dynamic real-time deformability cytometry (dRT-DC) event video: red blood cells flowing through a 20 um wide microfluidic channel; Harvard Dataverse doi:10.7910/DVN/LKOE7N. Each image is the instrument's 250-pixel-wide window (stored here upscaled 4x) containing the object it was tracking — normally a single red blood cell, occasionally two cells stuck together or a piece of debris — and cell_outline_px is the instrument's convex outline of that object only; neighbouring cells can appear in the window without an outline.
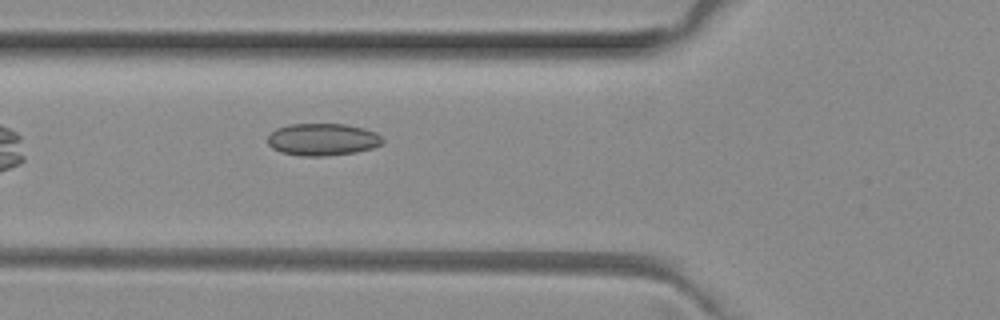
{"species": "common noctule bat (a hibernating species)", "species_latin": "Nyctalus noctula", "temperature_condition": "room temperature", "stored_images_in_passage": 5, "camera_frame_rate_fps": 3000, "um_per_image_px": 0.085, "animal": {"sex": "female", "body_mass_g": 29.2, "forearm_length_mm": 56.3}, "frame": {"image": 1, "passage_image": 5, "time_ms": 1.333, "image_size_px": [1000, 320], "cell_outline_px": [[384, 140], [380, 144], [372, 148], [356, 152], [324, 156], [300, 156], [280, 152], [272, 148], [268, 144], [268, 136], [276, 128], [288, 124], [344, 124], [364, 128], [376, 132]], "centroid_in_image_um": [27.4, 11.85], "position_along_channel_um": 98.4, "area_um2": 21.62}}